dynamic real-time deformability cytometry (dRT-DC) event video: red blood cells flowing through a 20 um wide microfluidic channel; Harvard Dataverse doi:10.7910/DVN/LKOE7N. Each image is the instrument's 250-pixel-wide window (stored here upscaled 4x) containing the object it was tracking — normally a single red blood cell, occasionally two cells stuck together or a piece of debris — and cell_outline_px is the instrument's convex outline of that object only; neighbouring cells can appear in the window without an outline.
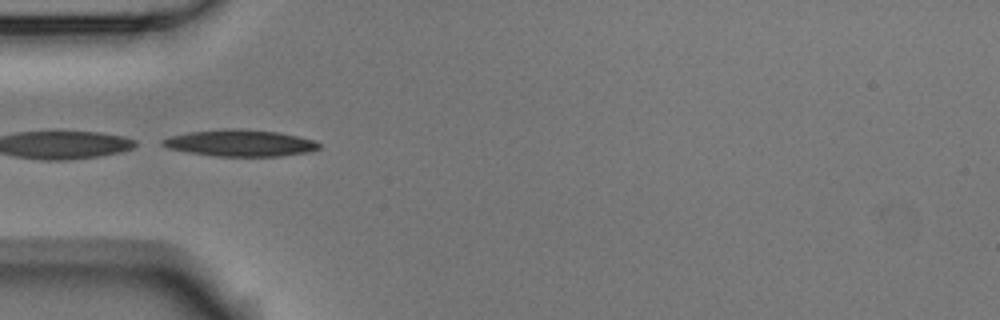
{"species": "Egyptian fruit bat (a non-hibernating species)", "species_latin": "Rousettus aegyptiacus", "temperature_condition": "room temperature", "stored_images_in_passage": 5, "camera_frame_rate_fps": 3000, "um_per_image_px": 0.085, "animal": {"sex": "male"}, "frame": {"image": 1, "passage_image": 2, "time_ms": 0.333, "image_size_px": [1000, 320], "cell_outline_px": [[320, 148], [308, 152], [280, 156], [212, 156], [188, 152], [168, 148], [160, 144], [160, 140], [168, 136], [188, 132], [280, 132], [316, 140], [320, 144]], "centroid_in_image_um": [20.43, 12.22], "position_along_channel_um": 64.6, "area_um2": 23.06}}
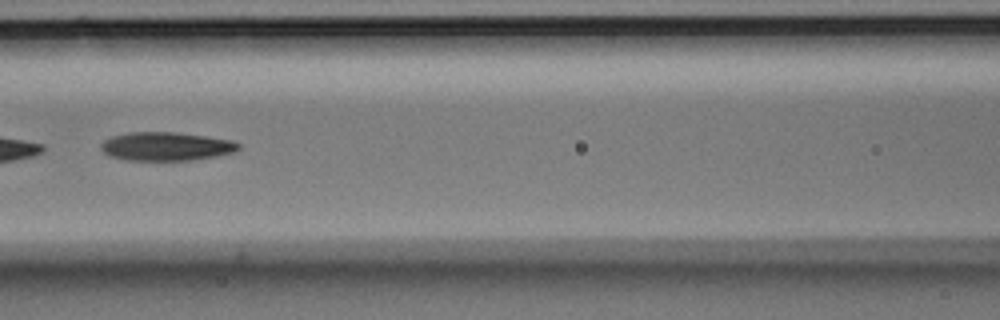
{"frame": {"image": 2, "passage_image": 4, "time_ms": 1.0, "image_size_px": [1000, 320], "cell_outline_px": [[240, 148], [232, 152], [216, 156], [192, 160], [128, 160], [108, 156], [100, 148], [100, 144], [104, 140], [112, 136], [128, 132], [176, 132], [232, 140], [240, 144]], "centroid_in_image_um": [14.09, 12.44], "position_along_channel_um": 152.5, "area_um2": 22.89}}
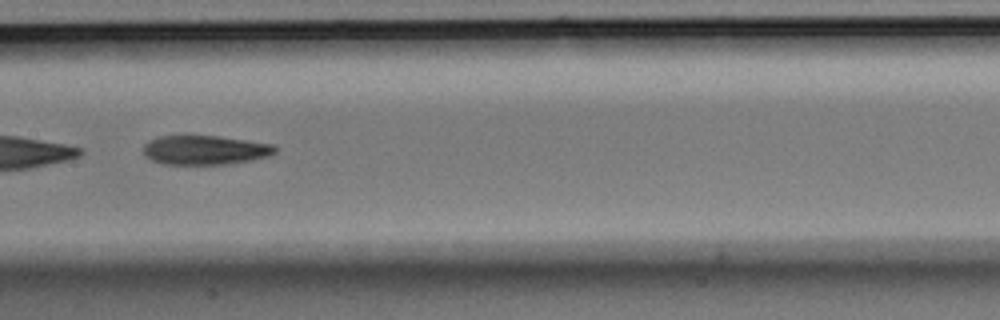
{"frame": {"image": 3, "passage_image": 5, "time_ms": 1.333, "image_size_px": [1000, 320], "cell_outline_px": [[276, 152], [268, 156], [252, 160], [228, 164], [164, 164], [152, 160], [144, 156], [144, 144], [148, 140], [156, 136], [216, 136], [272, 144], [276, 148]], "centroid_in_image_um": [17.38, 12.75], "position_along_channel_um": 190.0, "area_um2": 22.37}}